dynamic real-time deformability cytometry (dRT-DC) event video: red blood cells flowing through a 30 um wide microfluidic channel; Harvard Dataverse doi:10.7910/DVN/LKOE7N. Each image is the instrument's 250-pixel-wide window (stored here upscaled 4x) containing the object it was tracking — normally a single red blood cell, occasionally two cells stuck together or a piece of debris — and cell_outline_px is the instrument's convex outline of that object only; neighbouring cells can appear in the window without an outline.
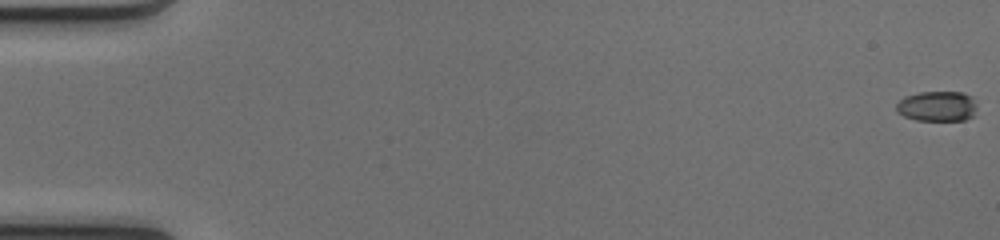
{"species": "common noctule bat (a hibernating species)", "species_latin": "Nyctalus noctula", "temperature_condition": "cold", "stored_images_in_passage": 52, "camera_frame_rate_fps": 3000, "um_per_image_px": 0.085, "animal": {"sex": "female", "body_mass_g": 17.0, "forearm_length_mm": 48.0}, "frame": {"image": 1, "passage_image": 1, "time_ms": 0.0, "image_size_px": [1000, 240], "cell_outline_px": [[976, 116], [964, 120], [916, 120], [904, 116], [896, 112], [896, 104], [904, 96], [920, 92], [964, 92], [972, 96], [976, 104]], "centroid_in_image_um": [79.69, 9.03], "position_along_channel_um": 5.3, "area_um2": 14.45}}
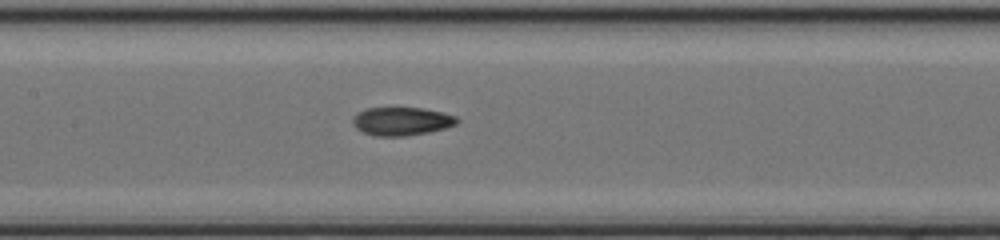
{"frame": {"image": 2, "passage_image": 26, "time_ms": 8.333, "image_size_px": [1000, 240], "cell_outline_px": [[460, 120], [456, 124], [444, 128], [428, 132], [404, 136], [376, 136], [364, 132], [356, 128], [352, 124], [352, 120], [356, 112], [364, 108], [424, 108], [444, 112], [456, 116]], "centroid_in_image_um": [34.13, 10.29], "position_along_channel_um": 173.3, "area_um2": 17.28}}
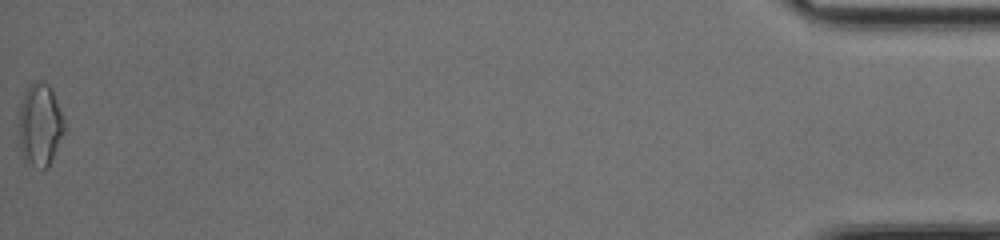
{"frame": {"image": 3, "passage_image": 52, "time_ms": 17.0, "image_size_px": [1000, 240], "cell_outline_px": [[64, 132], [48, 168], [44, 168], [32, 164], [20, 152], [20, 104], [28, 88], [36, 80], [44, 80], [52, 88], [64, 120]], "centroid_in_image_um": [3.42, 10.57], "position_along_channel_um": 431.8, "area_um2": 21.39}, "authors_computed_cell_mechanics": {"area_um2": 16.6464, "velocity_mm_per_s": 4.1493, "shape_relaxation_time_tau1_ms": 6.0189, "shape_relaxation_time_tau2_ms": 1.7887, "deformation_change_tau1": 0.1818, "deformation_change_tau2": 0.0834}}